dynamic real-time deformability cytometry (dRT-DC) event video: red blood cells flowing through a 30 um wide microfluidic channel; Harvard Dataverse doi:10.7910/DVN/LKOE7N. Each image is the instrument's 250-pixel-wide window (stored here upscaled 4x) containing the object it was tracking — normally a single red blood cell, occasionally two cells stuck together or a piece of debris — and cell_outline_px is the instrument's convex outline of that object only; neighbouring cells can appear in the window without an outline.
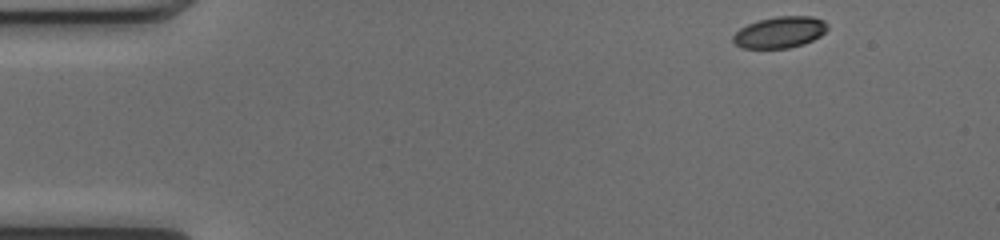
{"species": "common noctule bat (a hibernating species)", "species_latin": "Nyctalus noctula", "temperature_condition": "cold", "stored_images_in_passage": 47, "camera_frame_rate_fps": 3000, "um_per_image_px": 0.085, "animal": {"sex": "female", "body_mass_g": 17.0, "forearm_length_mm": 48.0}, "frame": {"image": 1, "passage_image": 1, "time_ms": 0.0, "image_size_px": [1000, 240], "cell_outline_px": [[828, 28], [820, 36], [804, 44], [788, 48], [744, 48], [736, 44], [732, 40], [732, 36], [740, 28], [748, 24], [760, 20], [776, 16], [812, 16], [824, 20], [828, 24]], "centroid_in_image_um": [66.3, 2.74], "position_along_channel_um": 18.7, "area_um2": 17.22}}
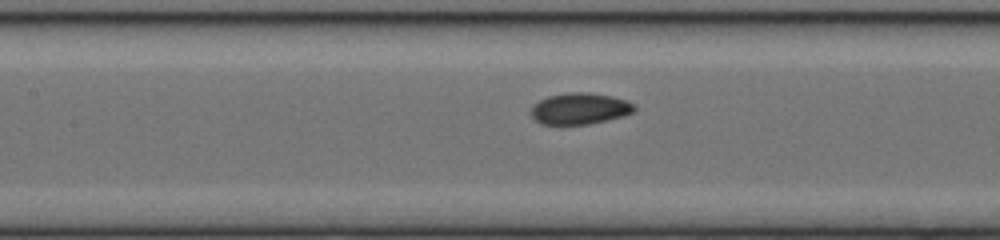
{"frame": {"image": 2, "passage_image": 19, "time_ms": 6.0, "image_size_px": [1000, 240], "cell_outline_px": [[636, 108], [632, 112], [624, 116], [608, 120], [588, 124], [540, 124], [532, 116], [532, 104], [548, 96], [568, 92], [588, 92], [612, 96], [628, 100], [636, 104]], "centroid_in_image_um": [49.32, 9.22], "position_along_channel_um": 158.1, "area_um2": 19.02}}
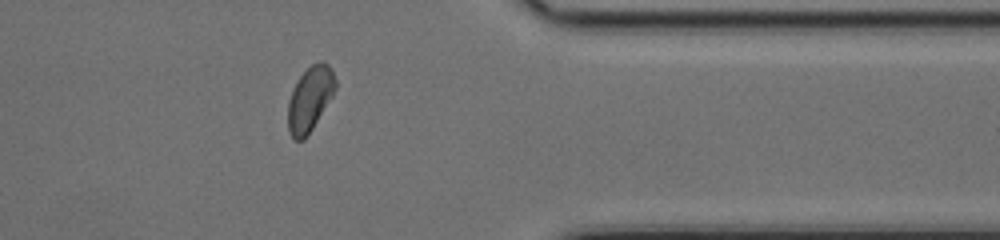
{"frame": {"image": 3, "passage_image": 37, "time_ms": 12.0, "image_size_px": [1000, 240], "cell_outline_px": [[336, 88], [332, 96], [312, 128], [304, 140], [296, 140], [288, 132], [288, 100], [292, 88], [300, 76], [312, 64], [320, 60], [324, 60], [332, 68], [336, 80]], "centroid_in_image_um": [26.34, 8.37], "position_along_channel_um": 385.1, "area_um2": 17.86}, "authors_computed_cell_mechanics": {"area_um2": 18.4382, "velocity_mm_per_s": 4.028, "shape_relaxation_time_tau1_ms": 3.3818, "shape_relaxation_time_tau2_ms": 1.824, "deformation_change_tau1": 0.1002, "deformation_change_tau2": 0.0529}}